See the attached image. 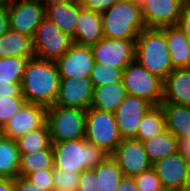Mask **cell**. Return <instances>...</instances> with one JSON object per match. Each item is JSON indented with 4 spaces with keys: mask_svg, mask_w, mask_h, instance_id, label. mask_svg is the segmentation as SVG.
<instances>
[{
    "mask_svg": "<svg viewBox=\"0 0 190 191\" xmlns=\"http://www.w3.org/2000/svg\"><path fill=\"white\" fill-rule=\"evenodd\" d=\"M60 80L55 61L30 58L21 82L22 95L29 103L50 107L57 99Z\"/></svg>",
    "mask_w": 190,
    "mask_h": 191,
    "instance_id": "6da1fadb",
    "label": "cell"
},
{
    "mask_svg": "<svg viewBox=\"0 0 190 191\" xmlns=\"http://www.w3.org/2000/svg\"><path fill=\"white\" fill-rule=\"evenodd\" d=\"M135 60L149 73L165 80L174 69L164 32L145 28L136 38Z\"/></svg>",
    "mask_w": 190,
    "mask_h": 191,
    "instance_id": "7a4b0ae2",
    "label": "cell"
},
{
    "mask_svg": "<svg viewBox=\"0 0 190 191\" xmlns=\"http://www.w3.org/2000/svg\"><path fill=\"white\" fill-rule=\"evenodd\" d=\"M108 39H136L146 28L139 0H120L101 14Z\"/></svg>",
    "mask_w": 190,
    "mask_h": 191,
    "instance_id": "3957f363",
    "label": "cell"
},
{
    "mask_svg": "<svg viewBox=\"0 0 190 191\" xmlns=\"http://www.w3.org/2000/svg\"><path fill=\"white\" fill-rule=\"evenodd\" d=\"M52 149L54 168L69 172L81 173L85 169H93L108 157L102 149L85 138L52 142Z\"/></svg>",
    "mask_w": 190,
    "mask_h": 191,
    "instance_id": "277c9868",
    "label": "cell"
},
{
    "mask_svg": "<svg viewBox=\"0 0 190 191\" xmlns=\"http://www.w3.org/2000/svg\"><path fill=\"white\" fill-rule=\"evenodd\" d=\"M85 109L52 105L47 107V124L52 142L85 138Z\"/></svg>",
    "mask_w": 190,
    "mask_h": 191,
    "instance_id": "5b68a950",
    "label": "cell"
},
{
    "mask_svg": "<svg viewBox=\"0 0 190 191\" xmlns=\"http://www.w3.org/2000/svg\"><path fill=\"white\" fill-rule=\"evenodd\" d=\"M122 83L127 95L145 99L152 106L163 100V84L156 75L149 73L137 60L131 61L123 70Z\"/></svg>",
    "mask_w": 190,
    "mask_h": 191,
    "instance_id": "8992f818",
    "label": "cell"
},
{
    "mask_svg": "<svg viewBox=\"0 0 190 191\" xmlns=\"http://www.w3.org/2000/svg\"><path fill=\"white\" fill-rule=\"evenodd\" d=\"M85 139L111 155L122 138L112 112L89 108L86 112Z\"/></svg>",
    "mask_w": 190,
    "mask_h": 191,
    "instance_id": "52a82bcc",
    "label": "cell"
},
{
    "mask_svg": "<svg viewBox=\"0 0 190 191\" xmlns=\"http://www.w3.org/2000/svg\"><path fill=\"white\" fill-rule=\"evenodd\" d=\"M32 41L35 57L50 61L59 59L73 43L72 38L46 16L37 27Z\"/></svg>",
    "mask_w": 190,
    "mask_h": 191,
    "instance_id": "ba28073f",
    "label": "cell"
},
{
    "mask_svg": "<svg viewBox=\"0 0 190 191\" xmlns=\"http://www.w3.org/2000/svg\"><path fill=\"white\" fill-rule=\"evenodd\" d=\"M136 39H108L102 38L91 46L95 62L124 68L135 60Z\"/></svg>",
    "mask_w": 190,
    "mask_h": 191,
    "instance_id": "9c48e42d",
    "label": "cell"
},
{
    "mask_svg": "<svg viewBox=\"0 0 190 191\" xmlns=\"http://www.w3.org/2000/svg\"><path fill=\"white\" fill-rule=\"evenodd\" d=\"M7 9L9 28L33 39L45 18V5L31 0H11Z\"/></svg>",
    "mask_w": 190,
    "mask_h": 191,
    "instance_id": "30bf717a",
    "label": "cell"
},
{
    "mask_svg": "<svg viewBox=\"0 0 190 191\" xmlns=\"http://www.w3.org/2000/svg\"><path fill=\"white\" fill-rule=\"evenodd\" d=\"M110 156L122 170L123 176L134 177L152 167L144 143L136 138L122 139Z\"/></svg>",
    "mask_w": 190,
    "mask_h": 191,
    "instance_id": "8fae6325",
    "label": "cell"
},
{
    "mask_svg": "<svg viewBox=\"0 0 190 191\" xmlns=\"http://www.w3.org/2000/svg\"><path fill=\"white\" fill-rule=\"evenodd\" d=\"M46 121L47 108L45 106L26 102L3 126L0 134L16 141L29 131L42 127Z\"/></svg>",
    "mask_w": 190,
    "mask_h": 191,
    "instance_id": "7c38bea8",
    "label": "cell"
},
{
    "mask_svg": "<svg viewBox=\"0 0 190 191\" xmlns=\"http://www.w3.org/2000/svg\"><path fill=\"white\" fill-rule=\"evenodd\" d=\"M186 0H139L146 28L178 25Z\"/></svg>",
    "mask_w": 190,
    "mask_h": 191,
    "instance_id": "4fadbf2b",
    "label": "cell"
},
{
    "mask_svg": "<svg viewBox=\"0 0 190 191\" xmlns=\"http://www.w3.org/2000/svg\"><path fill=\"white\" fill-rule=\"evenodd\" d=\"M61 78L89 77L95 64L91 46L72 43L55 61Z\"/></svg>",
    "mask_w": 190,
    "mask_h": 191,
    "instance_id": "5bb4252c",
    "label": "cell"
},
{
    "mask_svg": "<svg viewBox=\"0 0 190 191\" xmlns=\"http://www.w3.org/2000/svg\"><path fill=\"white\" fill-rule=\"evenodd\" d=\"M94 87L89 77L61 78L54 105L89 109L93 101Z\"/></svg>",
    "mask_w": 190,
    "mask_h": 191,
    "instance_id": "9a60e30c",
    "label": "cell"
},
{
    "mask_svg": "<svg viewBox=\"0 0 190 191\" xmlns=\"http://www.w3.org/2000/svg\"><path fill=\"white\" fill-rule=\"evenodd\" d=\"M152 105L145 99L127 95L114 112L122 139L136 138L139 124Z\"/></svg>",
    "mask_w": 190,
    "mask_h": 191,
    "instance_id": "2e32d148",
    "label": "cell"
},
{
    "mask_svg": "<svg viewBox=\"0 0 190 191\" xmlns=\"http://www.w3.org/2000/svg\"><path fill=\"white\" fill-rule=\"evenodd\" d=\"M190 162L178 151L152 164L163 188L183 191Z\"/></svg>",
    "mask_w": 190,
    "mask_h": 191,
    "instance_id": "e0dca14e",
    "label": "cell"
},
{
    "mask_svg": "<svg viewBox=\"0 0 190 191\" xmlns=\"http://www.w3.org/2000/svg\"><path fill=\"white\" fill-rule=\"evenodd\" d=\"M81 8L79 0L55 1L45 6V16L72 38L76 33Z\"/></svg>",
    "mask_w": 190,
    "mask_h": 191,
    "instance_id": "ac0fdd59",
    "label": "cell"
},
{
    "mask_svg": "<svg viewBox=\"0 0 190 191\" xmlns=\"http://www.w3.org/2000/svg\"><path fill=\"white\" fill-rule=\"evenodd\" d=\"M162 102L190 106V67L174 68L163 84Z\"/></svg>",
    "mask_w": 190,
    "mask_h": 191,
    "instance_id": "d6986e66",
    "label": "cell"
},
{
    "mask_svg": "<svg viewBox=\"0 0 190 191\" xmlns=\"http://www.w3.org/2000/svg\"><path fill=\"white\" fill-rule=\"evenodd\" d=\"M102 38H104V34L101 14L81 8L72 41L79 45L92 46Z\"/></svg>",
    "mask_w": 190,
    "mask_h": 191,
    "instance_id": "ffe728a7",
    "label": "cell"
},
{
    "mask_svg": "<svg viewBox=\"0 0 190 191\" xmlns=\"http://www.w3.org/2000/svg\"><path fill=\"white\" fill-rule=\"evenodd\" d=\"M167 41L173 68L190 67V40L178 25L160 28Z\"/></svg>",
    "mask_w": 190,
    "mask_h": 191,
    "instance_id": "44dd1931",
    "label": "cell"
},
{
    "mask_svg": "<svg viewBox=\"0 0 190 191\" xmlns=\"http://www.w3.org/2000/svg\"><path fill=\"white\" fill-rule=\"evenodd\" d=\"M160 106L165 116L166 129L178 140L190 138V106L169 102H161Z\"/></svg>",
    "mask_w": 190,
    "mask_h": 191,
    "instance_id": "7402d4cb",
    "label": "cell"
},
{
    "mask_svg": "<svg viewBox=\"0 0 190 191\" xmlns=\"http://www.w3.org/2000/svg\"><path fill=\"white\" fill-rule=\"evenodd\" d=\"M127 96L122 82L94 87L90 108L114 113Z\"/></svg>",
    "mask_w": 190,
    "mask_h": 191,
    "instance_id": "603a6c76",
    "label": "cell"
},
{
    "mask_svg": "<svg viewBox=\"0 0 190 191\" xmlns=\"http://www.w3.org/2000/svg\"><path fill=\"white\" fill-rule=\"evenodd\" d=\"M35 57L32 38L12 29H8L0 37V58Z\"/></svg>",
    "mask_w": 190,
    "mask_h": 191,
    "instance_id": "cb8c5ba5",
    "label": "cell"
},
{
    "mask_svg": "<svg viewBox=\"0 0 190 191\" xmlns=\"http://www.w3.org/2000/svg\"><path fill=\"white\" fill-rule=\"evenodd\" d=\"M143 143L151 164L178 152L179 140L167 129Z\"/></svg>",
    "mask_w": 190,
    "mask_h": 191,
    "instance_id": "d4e9b609",
    "label": "cell"
},
{
    "mask_svg": "<svg viewBox=\"0 0 190 191\" xmlns=\"http://www.w3.org/2000/svg\"><path fill=\"white\" fill-rule=\"evenodd\" d=\"M20 158L17 142L0 134V177L19 176Z\"/></svg>",
    "mask_w": 190,
    "mask_h": 191,
    "instance_id": "484cf974",
    "label": "cell"
},
{
    "mask_svg": "<svg viewBox=\"0 0 190 191\" xmlns=\"http://www.w3.org/2000/svg\"><path fill=\"white\" fill-rule=\"evenodd\" d=\"M97 180L98 191H116L121 178L122 170L116 161L108 155L99 165L93 168Z\"/></svg>",
    "mask_w": 190,
    "mask_h": 191,
    "instance_id": "4316f807",
    "label": "cell"
},
{
    "mask_svg": "<svg viewBox=\"0 0 190 191\" xmlns=\"http://www.w3.org/2000/svg\"><path fill=\"white\" fill-rule=\"evenodd\" d=\"M166 130V122L160 105L151 106L144 114L136 135L140 141L147 140Z\"/></svg>",
    "mask_w": 190,
    "mask_h": 191,
    "instance_id": "83f0119b",
    "label": "cell"
},
{
    "mask_svg": "<svg viewBox=\"0 0 190 191\" xmlns=\"http://www.w3.org/2000/svg\"><path fill=\"white\" fill-rule=\"evenodd\" d=\"M16 142L20 154L52 149L51 134L47 122L42 127L29 131Z\"/></svg>",
    "mask_w": 190,
    "mask_h": 191,
    "instance_id": "f1b7e54d",
    "label": "cell"
},
{
    "mask_svg": "<svg viewBox=\"0 0 190 191\" xmlns=\"http://www.w3.org/2000/svg\"><path fill=\"white\" fill-rule=\"evenodd\" d=\"M20 155L19 176L25 177L28 173L54 168L53 149H43Z\"/></svg>",
    "mask_w": 190,
    "mask_h": 191,
    "instance_id": "f546056e",
    "label": "cell"
},
{
    "mask_svg": "<svg viewBox=\"0 0 190 191\" xmlns=\"http://www.w3.org/2000/svg\"><path fill=\"white\" fill-rule=\"evenodd\" d=\"M33 57L0 58V83H21L25 66Z\"/></svg>",
    "mask_w": 190,
    "mask_h": 191,
    "instance_id": "4dcf8cb0",
    "label": "cell"
},
{
    "mask_svg": "<svg viewBox=\"0 0 190 191\" xmlns=\"http://www.w3.org/2000/svg\"><path fill=\"white\" fill-rule=\"evenodd\" d=\"M122 69L95 62L89 78L93 87L102 86L115 82H122Z\"/></svg>",
    "mask_w": 190,
    "mask_h": 191,
    "instance_id": "1f68e13d",
    "label": "cell"
},
{
    "mask_svg": "<svg viewBox=\"0 0 190 191\" xmlns=\"http://www.w3.org/2000/svg\"><path fill=\"white\" fill-rule=\"evenodd\" d=\"M80 173L53 168V191H78Z\"/></svg>",
    "mask_w": 190,
    "mask_h": 191,
    "instance_id": "d6a6232c",
    "label": "cell"
},
{
    "mask_svg": "<svg viewBox=\"0 0 190 191\" xmlns=\"http://www.w3.org/2000/svg\"><path fill=\"white\" fill-rule=\"evenodd\" d=\"M26 102L24 96L0 97V130Z\"/></svg>",
    "mask_w": 190,
    "mask_h": 191,
    "instance_id": "836d02e7",
    "label": "cell"
},
{
    "mask_svg": "<svg viewBox=\"0 0 190 191\" xmlns=\"http://www.w3.org/2000/svg\"><path fill=\"white\" fill-rule=\"evenodd\" d=\"M139 191H161L163 186L155 170L150 169L134 176Z\"/></svg>",
    "mask_w": 190,
    "mask_h": 191,
    "instance_id": "e575fe53",
    "label": "cell"
},
{
    "mask_svg": "<svg viewBox=\"0 0 190 191\" xmlns=\"http://www.w3.org/2000/svg\"><path fill=\"white\" fill-rule=\"evenodd\" d=\"M25 178L44 191H53V169L38 170L28 173Z\"/></svg>",
    "mask_w": 190,
    "mask_h": 191,
    "instance_id": "d590c367",
    "label": "cell"
},
{
    "mask_svg": "<svg viewBox=\"0 0 190 191\" xmlns=\"http://www.w3.org/2000/svg\"><path fill=\"white\" fill-rule=\"evenodd\" d=\"M78 191H98L97 180L93 169H85L80 173Z\"/></svg>",
    "mask_w": 190,
    "mask_h": 191,
    "instance_id": "8d00e7d4",
    "label": "cell"
},
{
    "mask_svg": "<svg viewBox=\"0 0 190 191\" xmlns=\"http://www.w3.org/2000/svg\"><path fill=\"white\" fill-rule=\"evenodd\" d=\"M82 8L94 11L96 13H104L120 0H79Z\"/></svg>",
    "mask_w": 190,
    "mask_h": 191,
    "instance_id": "74e56055",
    "label": "cell"
},
{
    "mask_svg": "<svg viewBox=\"0 0 190 191\" xmlns=\"http://www.w3.org/2000/svg\"><path fill=\"white\" fill-rule=\"evenodd\" d=\"M178 26L183 30L186 37L190 40V0H186L184 2Z\"/></svg>",
    "mask_w": 190,
    "mask_h": 191,
    "instance_id": "f35d334b",
    "label": "cell"
},
{
    "mask_svg": "<svg viewBox=\"0 0 190 191\" xmlns=\"http://www.w3.org/2000/svg\"><path fill=\"white\" fill-rule=\"evenodd\" d=\"M23 96L21 83H0V97Z\"/></svg>",
    "mask_w": 190,
    "mask_h": 191,
    "instance_id": "ab89813d",
    "label": "cell"
},
{
    "mask_svg": "<svg viewBox=\"0 0 190 191\" xmlns=\"http://www.w3.org/2000/svg\"><path fill=\"white\" fill-rule=\"evenodd\" d=\"M14 187L15 191H44L23 176H17L14 179Z\"/></svg>",
    "mask_w": 190,
    "mask_h": 191,
    "instance_id": "60d3db41",
    "label": "cell"
},
{
    "mask_svg": "<svg viewBox=\"0 0 190 191\" xmlns=\"http://www.w3.org/2000/svg\"><path fill=\"white\" fill-rule=\"evenodd\" d=\"M116 191H139L134 177L123 176Z\"/></svg>",
    "mask_w": 190,
    "mask_h": 191,
    "instance_id": "b9f144b4",
    "label": "cell"
},
{
    "mask_svg": "<svg viewBox=\"0 0 190 191\" xmlns=\"http://www.w3.org/2000/svg\"><path fill=\"white\" fill-rule=\"evenodd\" d=\"M9 29L8 9L0 6V37Z\"/></svg>",
    "mask_w": 190,
    "mask_h": 191,
    "instance_id": "7bdbcfd3",
    "label": "cell"
},
{
    "mask_svg": "<svg viewBox=\"0 0 190 191\" xmlns=\"http://www.w3.org/2000/svg\"><path fill=\"white\" fill-rule=\"evenodd\" d=\"M178 151L190 162V138L179 140Z\"/></svg>",
    "mask_w": 190,
    "mask_h": 191,
    "instance_id": "ee69618b",
    "label": "cell"
},
{
    "mask_svg": "<svg viewBox=\"0 0 190 191\" xmlns=\"http://www.w3.org/2000/svg\"><path fill=\"white\" fill-rule=\"evenodd\" d=\"M0 191H15L14 179L0 177Z\"/></svg>",
    "mask_w": 190,
    "mask_h": 191,
    "instance_id": "f6af8a7d",
    "label": "cell"
},
{
    "mask_svg": "<svg viewBox=\"0 0 190 191\" xmlns=\"http://www.w3.org/2000/svg\"><path fill=\"white\" fill-rule=\"evenodd\" d=\"M183 191H190V166H189L188 174L186 176V181L184 184Z\"/></svg>",
    "mask_w": 190,
    "mask_h": 191,
    "instance_id": "bcb514c9",
    "label": "cell"
},
{
    "mask_svg": "<svg viewBox=\"0 0 190 191\" xmlns=\"http://www.w3.org/2000/svg\"><path fill=\"white\" fill-rule=\"evenodd\" d=\"M31 1H35L37 3H41L46 6L47 4L55 2V1H73V0H31Z\"/></svg>",
    "mask_w": 190,
    "mask_h": 191,
    "instance_id": "7dc6e473",
    "label": "cell"
},
{
    "mask_svg": "<svg viewBox=\"0 0 190 191\" xmlns=\"http://www.w3.org/2000/svg\"><path fill=\"white\" fill-rule=\"evenodd\" d=\"M11 0H0V6L7 7Z\"/></svg>",
    "mask_w": 190,
    "mask_h": 191,
    "instance_id": "c3c4849f",
    "label": "cell"
},
{
    "mask_svg": "<svg viewBox=\"0 0 190 191\" xmlns=\"http://www.w3.org/2000/svg\"><path fill=\"white\" fill-rule=\"evenodd\" d=\"M161 191H173V190L163 188Z\"/></svg>",
    "mask_w": 190,
    "mask_h": 191,
    "instance_id": "681fc988",
    "label": "cell"
}]
</instances>
